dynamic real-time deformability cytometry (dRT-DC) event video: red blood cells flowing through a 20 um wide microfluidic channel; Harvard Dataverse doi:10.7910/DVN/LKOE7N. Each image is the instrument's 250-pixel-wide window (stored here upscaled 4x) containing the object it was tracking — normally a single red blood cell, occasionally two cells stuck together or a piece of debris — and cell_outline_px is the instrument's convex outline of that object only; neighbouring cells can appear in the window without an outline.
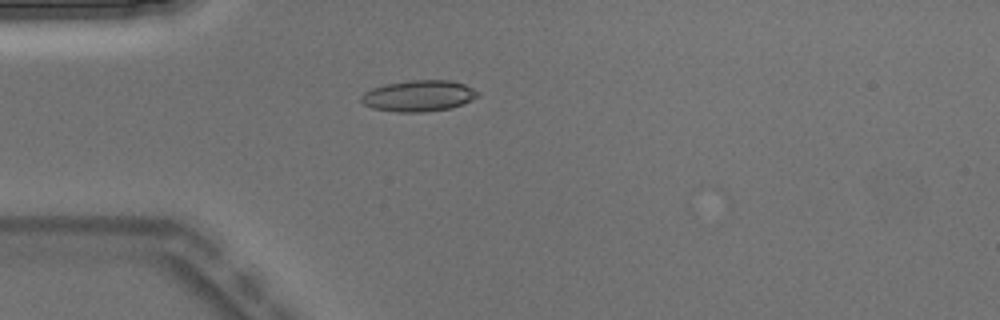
{"species": "Egyptian fruit bat (a non-hibernating species)", "species_latin": "Rousettus aegyptiacus", "temperature_condition": "warm", "stored_images_in_passage": 1, "camera_frame_rate_fps": 3000, "um_per_image_px": 0.085, "animal": {"sex": "male"}, "frame": {"image": 1, "passage_image": 1, "time_ms": 0.0, "image_size_px": [1000, 320], "cell_outline_px": [[480, 96], [464, 104], [452, 108], [424, 112], [396, 112], [372, 108], [364, 104], [360, 100], [360, 96], [364, 92], [372, 88], [388, 84], [412, 80], [448, 80], [464, 84], [480, 92]], "centroid_in_image_um": [35.61, 8.16], "position_along_channel_um": 49.4, "area_um2": 21.27}}